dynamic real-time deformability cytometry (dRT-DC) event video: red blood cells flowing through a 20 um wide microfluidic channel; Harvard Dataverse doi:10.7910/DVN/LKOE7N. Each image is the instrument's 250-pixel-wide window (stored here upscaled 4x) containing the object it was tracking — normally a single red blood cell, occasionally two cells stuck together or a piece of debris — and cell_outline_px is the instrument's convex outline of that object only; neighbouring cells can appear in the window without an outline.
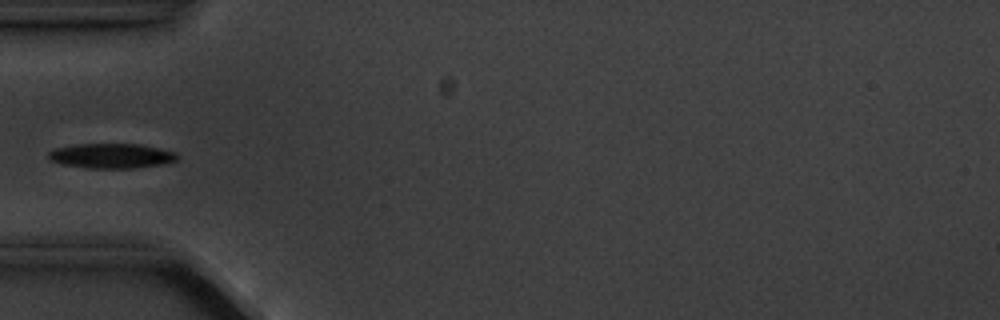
{"species": "common noctule bat (a hibernating species)", "species_latin": "Nyctalus noctula", "temperature_condition": "cold", "stored_images_in_passage": 5, "camera_frame_rate_fps": 3000, "um_per_image_px": 0.085, "animal": {"sex": "male", "body_mass_g": 20.1, "forearm_length_mm": 53.5}, "frame": {"image": 1, "passage_image": 5, "time_ms": 4.667, "image_size_px": [1000, 320], "cell_outline_px": [[176, 160], [164, 164], [132, 168], [88, 168], [60, 164], [52, 160], [48, 156], [48, 152], [56, 148], [76, 144], [140, 144], [160, 148], [176, 152]], "centroid_in_image_um": [9.47, 13.24], "position_along_channel_um": 75.5, "area_um2": 18.55}}